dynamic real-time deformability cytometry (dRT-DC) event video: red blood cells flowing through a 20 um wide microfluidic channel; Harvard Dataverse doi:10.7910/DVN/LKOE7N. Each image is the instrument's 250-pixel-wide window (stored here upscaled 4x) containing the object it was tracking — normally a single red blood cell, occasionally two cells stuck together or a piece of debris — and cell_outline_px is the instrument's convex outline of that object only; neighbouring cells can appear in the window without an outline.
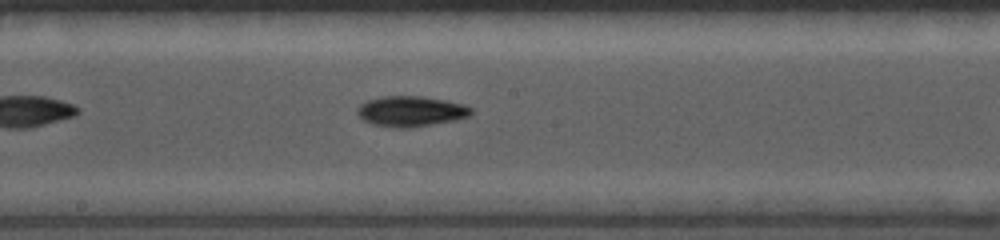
{"species": "common noctule bat (a hibernating species)", "species_latin": "Nyctalus noctula", "temperature_condition": "cold", "stored_images_in_passage": 20, "camera_frame_rate_fps": 5000, "um_per_image_px": 0.085, "animal": {"sex": "female", "body_mass_g": 19.0, "forearm_length_mm": 56.7}, "frame": {"image": 1, "passage_image": 15, "time_ms": 2.8, "image_size_px": [1000, 240], "cell_outline_px": [[472, 112], [468, 116], [456, 120], [408, 128], [396, 128], [372, 124], [364, 120], [356, 112], [360, 104], [368, 100], [384, 96], [424, 96], [464, 104], [472, 108]], "centroid_in_image_um": [34.93, 9.46], "position_along_channel_um": 213.3, "area_um2": 20.11}}